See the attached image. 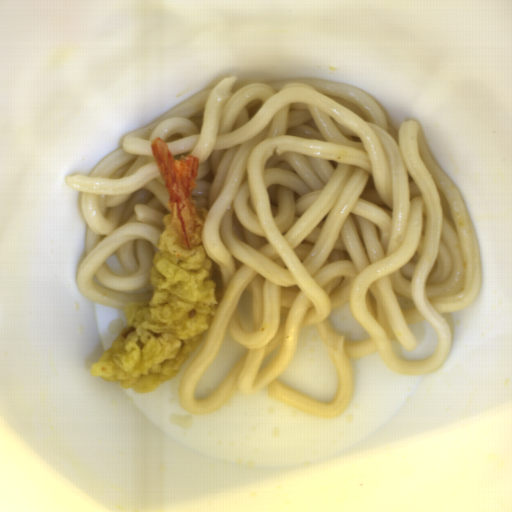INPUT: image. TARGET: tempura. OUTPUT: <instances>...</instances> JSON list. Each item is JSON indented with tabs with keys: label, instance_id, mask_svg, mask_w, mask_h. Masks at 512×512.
I'll list each match as a JSON object with an SVG mask.
<instances>
[{
	"label": "tempura",
	"instance_id": "1",
	"mask_svg": "<svg viewBox=\"0 0 512 512\" xmlns=\"http://www.w3.org/2000/svg\"><path fill=\"white\" fill-rule=\"evenodd\" d=\"M149 146L168 193V214L149 268L151 300L127 305L125 327L91 365L92 376L138 394L178 375L219 306L213 261L201 238L209 209L193 199L199 158L177 159L159 137Z\"/></svg>",
	"mask_w": 512,
	"mask_h": 512
}]
</instances>
